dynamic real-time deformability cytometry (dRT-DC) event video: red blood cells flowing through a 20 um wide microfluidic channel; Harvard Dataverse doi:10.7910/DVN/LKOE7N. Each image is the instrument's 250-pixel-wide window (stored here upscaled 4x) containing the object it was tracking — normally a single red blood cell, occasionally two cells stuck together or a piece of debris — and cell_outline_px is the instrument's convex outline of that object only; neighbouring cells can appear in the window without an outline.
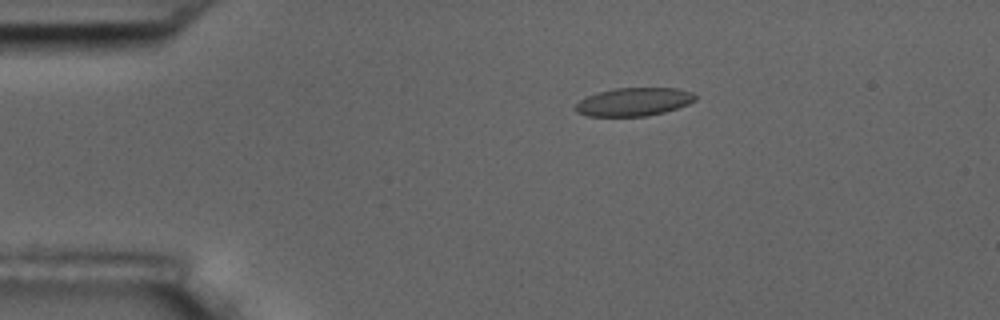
{"species": "common noctule bat (a hibernating species)", "species_latin": "Nyctalus noctula", "temperature_condition": "room temperature", "stored_images_in_passage": 9, "camera_frame_rate_fps": 3000, "um_per_image_px": 0.085, "animal": {"sex": "male", "body_mass_g": 17.5, "forearm_length_mm": 52.3}, "frame": {"image": 1, "passage_image": 1, "time_ms": 0.0, "image_size_px": [1000, 320], "cell_outline_px": [[696, 100], [688, 104], [664, 112], [648, 116], [588, 116], [576, 112], [572, 108], [580, 100], [588, 96], [600, 92], [616, 88], [680, 88], [692, 92], [696, 96]], "centroid_in_image_um": [53.88, 8.66], "position_along_channel_um": 31.1, "area_um2": 19.71}}
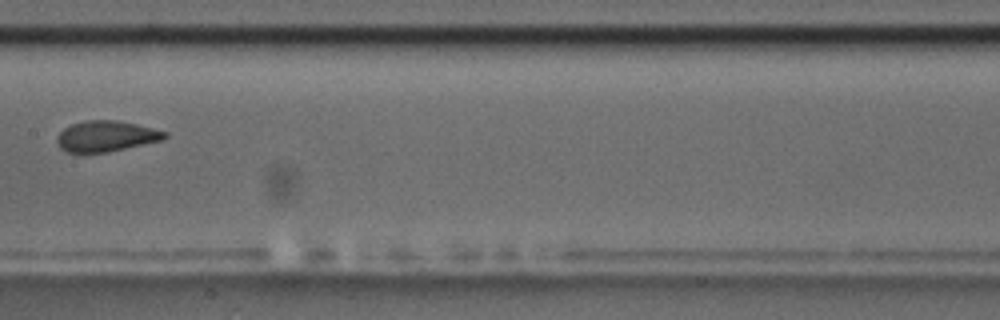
{"frame": {"image": 2, "passage_image": 6, "time_ms": 6.0, "image_size_px": [1000, 320], "cell_outline_px": [[168, 136], [160, 140], [108, 152], [68, 152], [60, 148], [56, 140], [56, 136], [64, 128], [72, 124], [84, 120], [116, 120], [136, 124], [168, 132]], "centroid_in_image_um": [8.99, 11.56], "position_along_channel_um": 198.4, "area_um2": 19.13}}
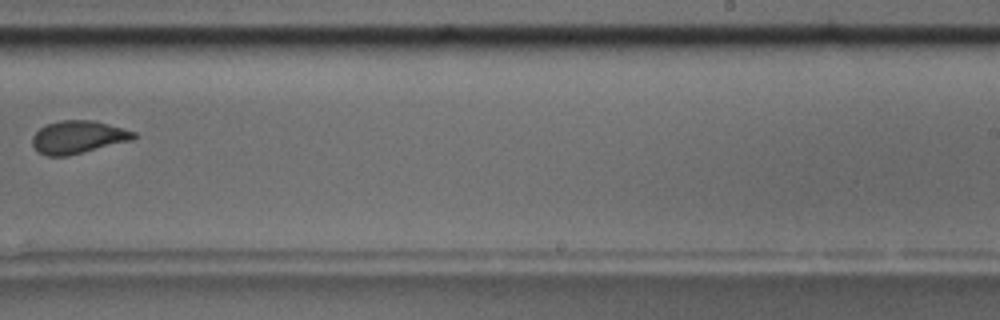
{"frame": {"image": 3, "passage_image": 8, "time_ms": 8.333, "image_size_px": [1000, 320], "cell_outline_px": [[136, 136], [132, 140], [68, 156], [48, 156], [40, 152], [32, 144], [32, 136], [40, 128], [48, 124], [60, 120], [92, 120], [124, 128], [136, 132]], "centroid_in_image_um": [6.65, 11.65], "position_along_channel_um": 282.4, "area_um2": 19.25}}